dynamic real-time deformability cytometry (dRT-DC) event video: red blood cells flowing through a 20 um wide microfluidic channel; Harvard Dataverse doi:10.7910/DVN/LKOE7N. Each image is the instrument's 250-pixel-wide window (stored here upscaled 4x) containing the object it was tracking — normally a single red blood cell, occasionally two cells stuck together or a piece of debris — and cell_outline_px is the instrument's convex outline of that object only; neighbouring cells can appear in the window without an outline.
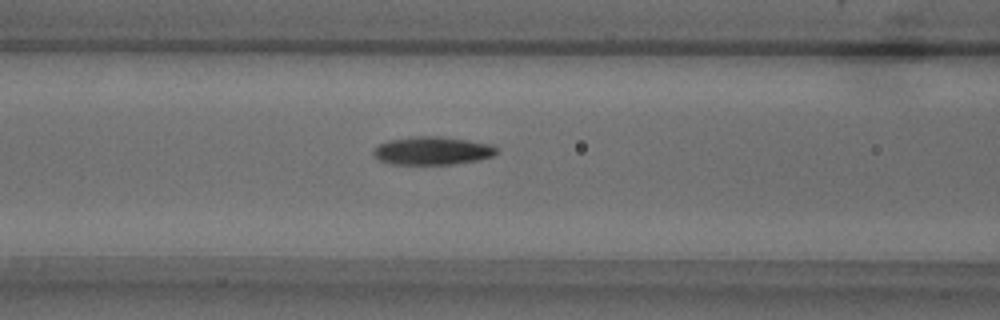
{"species": "common noctule bat (a hibernating species)", "species_latin": "Nyctalus noctula", "temperature_condition": "warm", "stored_images_in_passage": 52, "camera_frame_rate_fps": 3000, "um_per_image_px": 0.085, "animal": {"sex": "male", "body_mass_g": 18.8}, "frame": {"image": 1, "passage_image": 21, "time_ms": 6.667, "image_size_px": [1000, 320], "cell_outline_px": [[496, 152], [492, 156], [480, 160], [452, 164], [392, 164], [380, 160], [372, 156], [372, 148], [388, 140], [416, 136], [440, 136], [468, 140], [492, 144], [496, 148]], "centroid_in_image_um": [36.72, 12.81], "position_along_channel_um": 129.9, "area_um2": 20.29}}
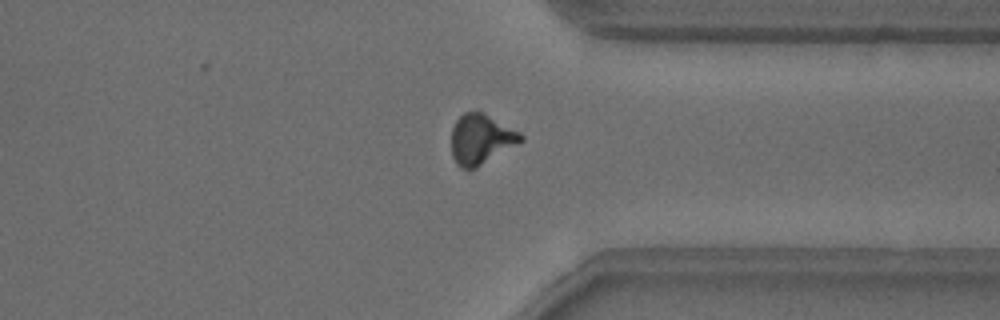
{"frame": {"image": 2, "passage_image": 40, "time_ms": 13.0, "image_size_px": [1000, 320], "cell_outline_px": [[524, 140], [476, 168], [460, 168], [456, 164], [452, 156], [452, 128], [456, 120], [464, 112], [476, 108], [484, 112], [520, 132], [524, 136]], "centroid_in_image_um": [40.87, 11.79], "position_along_channel_um": 370.5, "area_um2": 20.46}}
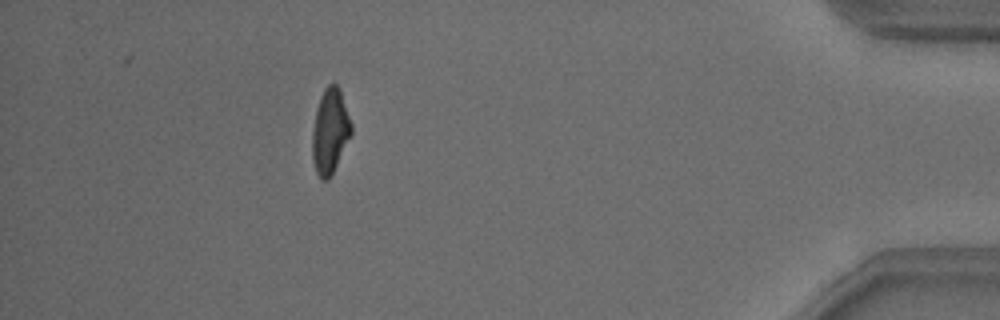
{"frame": {"image": 3, "passage_image": 47, "time_ms": 15.333, "image_size_px": [1000, 320], "cell_outline_px": [[352, 136], [328, 180], [320, 180], [316, 172], [312, 160], [312, 132], [316, 108], [320, 96], [324, 88], [328, 84], [336, 84], [340, 88], [352, 124]], "centroid_in_image_um": [28.06, 11.15], "position_along_channel_um": 407.1, "area_um2": 19.59}, "authors_computed_cell_mechanics": {"area_um2": 19.6231, "velocity_mm_per_s": 3.8474, "shape_relaxation_time_tau1_ms": 5.8523, "shape_relaxation_time_tau2_ms": 3.1346, "deformation_change_tau1": 0.2119, "deformation_change_tau2": 0.1136}}